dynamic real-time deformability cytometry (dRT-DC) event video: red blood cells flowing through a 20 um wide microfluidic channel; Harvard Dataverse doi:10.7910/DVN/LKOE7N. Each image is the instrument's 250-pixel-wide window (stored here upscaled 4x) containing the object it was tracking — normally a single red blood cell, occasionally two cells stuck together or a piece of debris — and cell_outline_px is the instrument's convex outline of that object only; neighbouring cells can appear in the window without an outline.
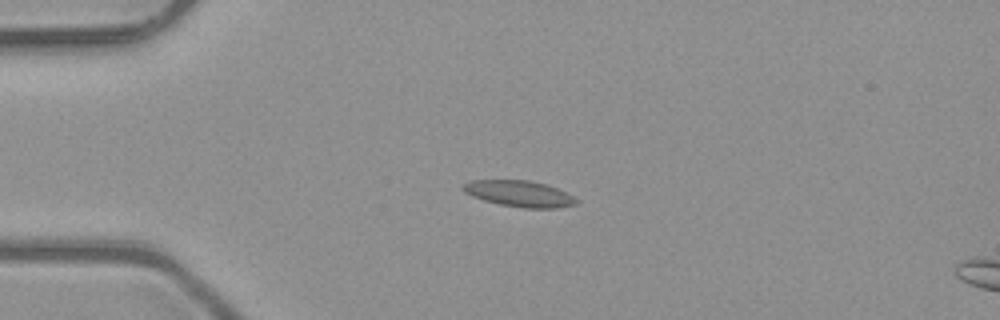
{"species": "common noctule bat (a hibernating species)", "species_latin": "Nyctalus noctula", "temperature_condition": "room temperature", "stored_images_in_passage": 5, "camera_frame_rate_fps": 3000, "um_per_image_px": 0.085, "animal": {"sex": "male", "body_mass_g": 23.1, "forearm_length_mm": 52.7}, "frame": {"image": 1, "passage_image": 3, "time_ms": 0.667, "image_size_px": [1000, 320], "cell_outline_px": [[580, 200], [576, 204], [556, 208], [524, 208], [500, 204], [484, 200], [472, 196], [464, 192], [460, 188], [460, 184], [472, 180], [528, 180], [544, 184], [556, 188]], "centroid_in_image_um": [44.09, 16.46], "position_along_channel_um": 40.9, "area_um2": 17.22}}